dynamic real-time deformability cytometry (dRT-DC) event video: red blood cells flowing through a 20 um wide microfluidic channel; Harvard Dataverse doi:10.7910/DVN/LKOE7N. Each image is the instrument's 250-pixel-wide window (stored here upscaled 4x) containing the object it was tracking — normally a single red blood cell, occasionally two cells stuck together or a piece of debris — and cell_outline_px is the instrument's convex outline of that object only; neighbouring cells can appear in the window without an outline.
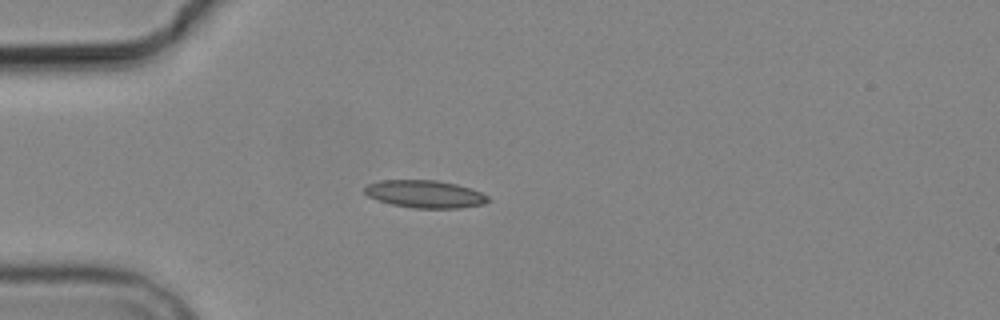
{"species": "common noctule bat (a hibernating species)", "species_latin": "Nyctalus noctula", "temperature_condition": "cold", "stored_images_in_passage": 3, "camera_frame_rate_fps": 3000, "um_per_image_px": 0.085, "animal": {"sex": "male", "body_mass_g": 19.2, "forearm_length_mm": 51.8}, "frame": {"image": 1, "passage_image": 3, "time_ms": 2.333, "image_size_px": [1000, 320], "cell_outline_px": [[488, 200], [484, 204], [460, 208], [412, 208], [392, 204], [368, 196], [364, 192], [364, 188], [368, 184], [380, 180], [436, 180], [456, 184], [480, 192], [488, 196]], "centroid_in_image_um": [36.11, 16.49], "position_along_channel_um": 48.9, "area_um2": 19.65}}